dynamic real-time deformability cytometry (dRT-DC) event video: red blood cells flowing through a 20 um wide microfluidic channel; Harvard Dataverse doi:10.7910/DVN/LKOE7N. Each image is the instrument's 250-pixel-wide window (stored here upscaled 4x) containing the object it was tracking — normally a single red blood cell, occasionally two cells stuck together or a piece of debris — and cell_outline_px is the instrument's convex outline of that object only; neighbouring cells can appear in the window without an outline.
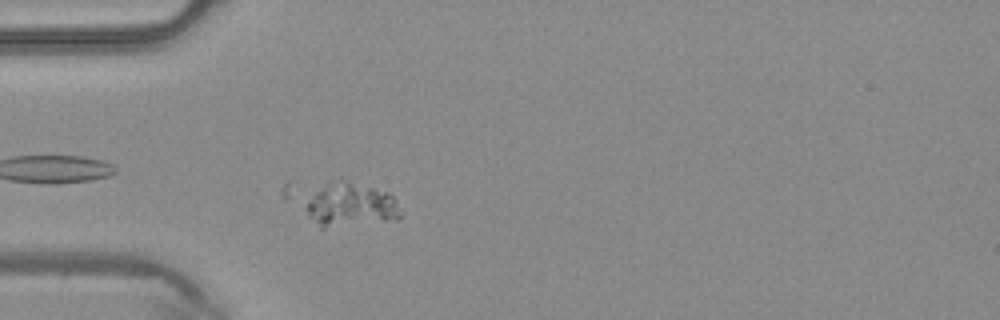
{"species": "common noctule bat (a hibernating species)", "species_latin": "Nyctalus noctula", "temperature_condition": "warm", "stored_images_in_passage": 18, "camera_frame_rate_fps": 3000, "um_per_image_px": 0.085, "animal": {"sex": "male", "body_mass_g": 20.4}, "frame": {"image": 1, "passage_image": 6, "time_ms": 1.667, "image_size_px": [1000, 320], "cell_outline_px": [[400, 216], [396, 220], [324, 228], [320, 228], [304, 208], [304, 204], [316, 192], [328, 184], [344, 180], [388, 192], [396, 200], [400, 212]], "centroid_in_image_um": [29.83, 17.46], "position_along_channel_um": 55.2, "area_um2": 23.7}}
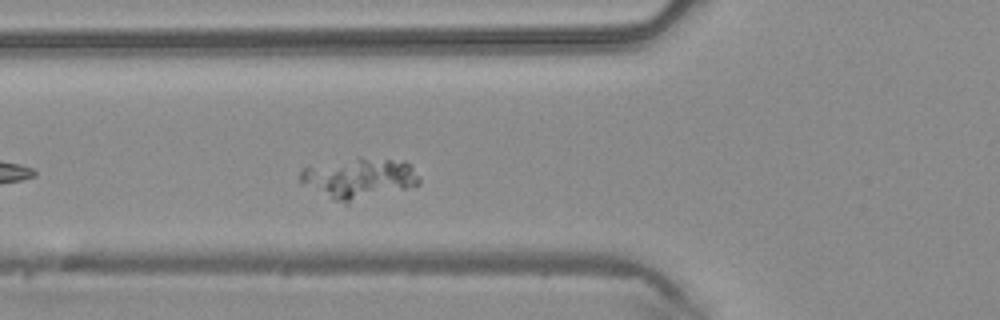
{"frame": {"image": 2, "passage_image": 9, "time_ms": 2.667, "image_size_px": [1000, 320], "cell_outline_px": [[420, 184], [348, 204], [344, 204], [300, 184], [300, 168], [360, 156], [404, 160], [412, 164], [420, 176]], "centroid_in_image_um": [30.54, 15.13], "position_along_channel_um": 95.3, "area_um2": 28.84}}